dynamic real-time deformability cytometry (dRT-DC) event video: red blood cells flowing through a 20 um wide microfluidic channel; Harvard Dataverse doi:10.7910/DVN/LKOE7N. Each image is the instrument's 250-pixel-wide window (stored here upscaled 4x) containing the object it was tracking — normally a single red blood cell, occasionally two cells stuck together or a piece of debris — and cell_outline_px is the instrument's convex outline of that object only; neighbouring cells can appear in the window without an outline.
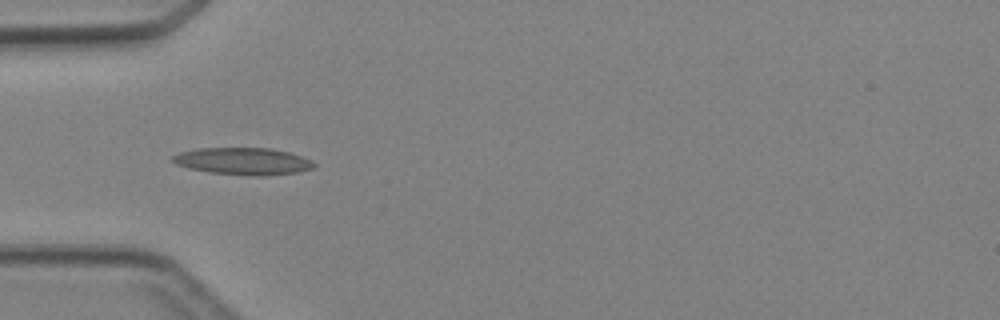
{"species": "Egyptian fruit bat (a non-hibernating species)", "species_latin": "Rousettus aegyptiacus", "temperature_condition": "cold", "stored_images_in_passage": 5, "camera_frame_rate_fps": 3000, "um_per_image_px": 0.085, "animal": {"sex": "female"}, "frame": {"image": 1, "passage_image": 5, "time_ms": 5.667, "image_size_px": [1000, 320], "cell_outline_px": [[316, 164], [312, 168], [300, 172], [260, 176], [252, 176], [208, 172], [188, 168], [176, 164], [172, 160], [172, 156], [180, 152], [196, 148], [268, 148], [288, 152], [312, 160]], "centroid_in_image_um": [20.65, 13.71], "position_along_channel_um": 64.3, "area_um2": 22.31}}